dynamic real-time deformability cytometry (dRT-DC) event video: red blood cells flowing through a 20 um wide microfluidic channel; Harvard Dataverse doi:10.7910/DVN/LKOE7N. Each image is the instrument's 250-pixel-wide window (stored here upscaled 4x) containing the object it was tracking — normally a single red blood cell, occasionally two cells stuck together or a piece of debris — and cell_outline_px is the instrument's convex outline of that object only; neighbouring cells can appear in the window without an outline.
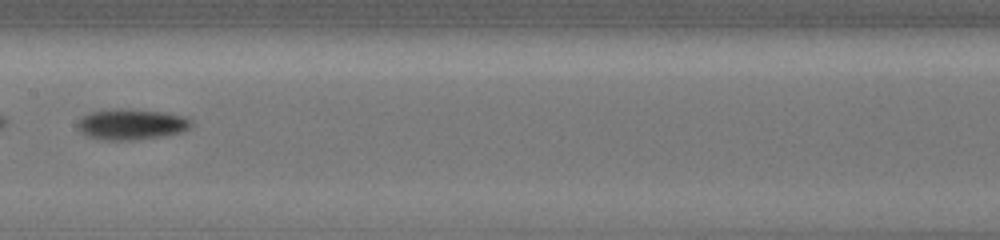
{"species": "common noctule bat (a hibernating species)", "species_latin": "Nyctalus noctula", "temperature_condition": "cold", "stored_images_in_passage": 11, "camera_frame_rate_fps": 3000, "um_per_image_px": 0.085, "animal": {"sex": "female", "body_mass_g": 19.5, "forearm_length_mm": 54.1}, "frame": {"image": 1, "passage_image": 10, "time_ms": 4.0, "image_size_px": [1000, 240], "cell_outline_px": [[196, 124], [192, 128], [184, 132], [164, 136], [136, 140], [104, 140], [88, 136], [80, 132], [76, 128], [76, 124], [84, 116], [92, 112], [164, 112], [184, 116], [192, 120]], "centroid_in_image_um": [11.28, 10.64], "position_along_channel_um": 196.1, "area_um2": 19.65}}